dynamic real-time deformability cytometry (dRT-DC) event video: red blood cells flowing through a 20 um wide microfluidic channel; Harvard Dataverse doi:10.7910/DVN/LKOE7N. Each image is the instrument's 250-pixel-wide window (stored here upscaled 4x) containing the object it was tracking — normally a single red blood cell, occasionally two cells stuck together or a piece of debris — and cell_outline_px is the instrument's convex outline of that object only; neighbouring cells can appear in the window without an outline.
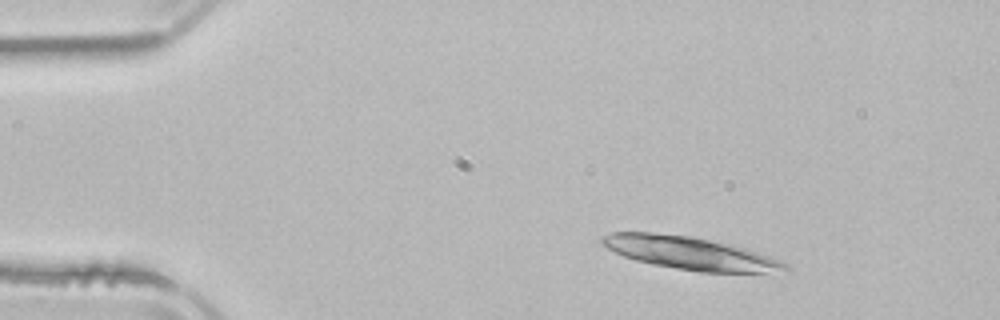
{"species": "common noctule bat (a hibernating species)", "species_latin": "Nyctalus noctula", "temperature_condition": "room temperature", "stored_images_in_passage": 3, "camera_frame_rate_fps": 3000, "um_per_image_px": 0.085, "animal": {"sex": "male", "body_mass_g": 21.5, "forearm_length_mm": 52.0}, "frame": {"image": 1, "passage_image": 1, "time_ms": 0.0, "image_size_px": [1000, 320], "cell_outline_px": [[788, 268], [764, 272], [700, 272], [652, 264], [636, 260], [624, 256], [600, 244], [600, 236], [612, 232], [652, 232], [692, 236], [728, 244], [744, 248], [780, 260], [788, 264]], "centroid_in_image_um": [58.55, 21.49], "position_along_channel_um": 26.5, "area_um2": 34.51}}